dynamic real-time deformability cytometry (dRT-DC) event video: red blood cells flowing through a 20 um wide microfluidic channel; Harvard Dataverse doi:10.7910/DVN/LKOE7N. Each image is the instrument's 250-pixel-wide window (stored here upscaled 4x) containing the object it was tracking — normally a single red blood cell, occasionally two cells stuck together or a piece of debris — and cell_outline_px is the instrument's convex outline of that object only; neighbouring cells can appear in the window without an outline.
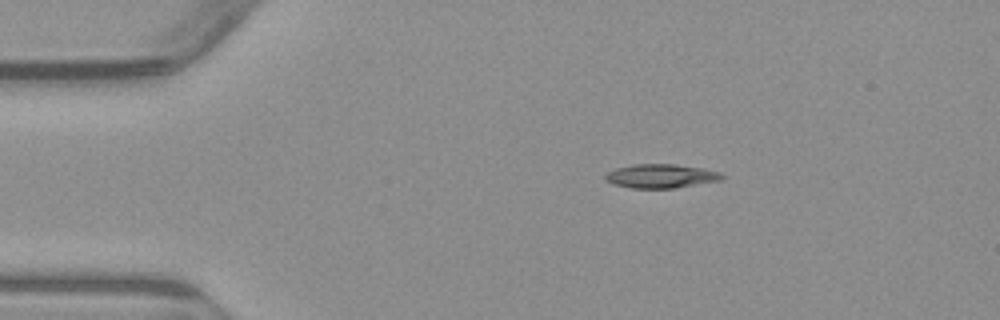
{"species": "common noctule bat (a hibernating species)", "species_latin": "Nyctalus noctula", "temperature_condition": "warm", "stored_images_in_passage": 5, "camera_frame_rate_fps": 3000, "um_per_image_px": 0.085, "animal": {"sex": "male", "body_mass_g": 23.1, "forearm_length_mm": 52.7}, "frame": {"image": 1, "passage_image": 1, "time_ms": 0.0, "image_size_px": [1000, 320], "cell_outline_px": [[724, 176], [720, 180], [676, 188], [632, 188], [612, 184], [604, 180], [604, 176], [608, 172], [616, 168], [632, 164], [676, 164], [704, 168], [720, 172]], "centroid_in_image_um": [56.15, 14.96], "position_along_channel_um": 28.8, "area_um2": 16.36}}
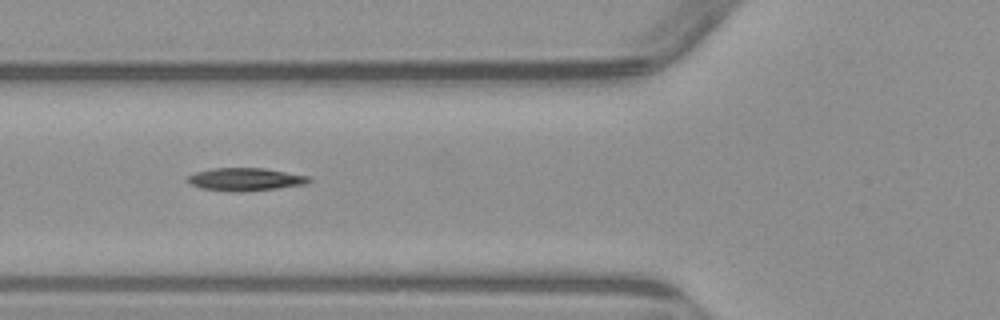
{"frame": {"image": 2, "passage_image": 4, "time_ms": 3.333, "image_size_px": [1000, 320], "cell_outline_px": [[312, 180], [304, 184], [276, 188], [240, 192], [228, 192], [200, 188], [192, 184], [188, 180], [188, 176], [196, 172], [212, 168], [264, 168], [312, 176]], "centroid_in_image_um": [20.88, 15.24], "position_along_channel_um": 104.9, "area_um2": 16.18}}
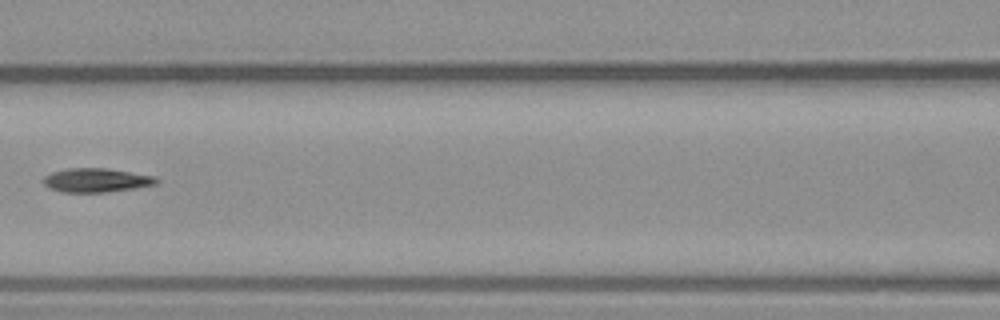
{"frame": {"image": 3, "passage_image": 5, "time_ms": 4.667, "image_size_px": [1000, 320], "cell_outline_px": [[160, 180], [156, 184], [136, 188], [108, 192], [60, 192], [44, 184], [44, 176], [52, 172], [68, 168], [108, 168], [156, 176]], "centroid_in_image_um": [8.24, 15.31], "position_along_channel_um": 158.4, "area_um2": 15.84}}